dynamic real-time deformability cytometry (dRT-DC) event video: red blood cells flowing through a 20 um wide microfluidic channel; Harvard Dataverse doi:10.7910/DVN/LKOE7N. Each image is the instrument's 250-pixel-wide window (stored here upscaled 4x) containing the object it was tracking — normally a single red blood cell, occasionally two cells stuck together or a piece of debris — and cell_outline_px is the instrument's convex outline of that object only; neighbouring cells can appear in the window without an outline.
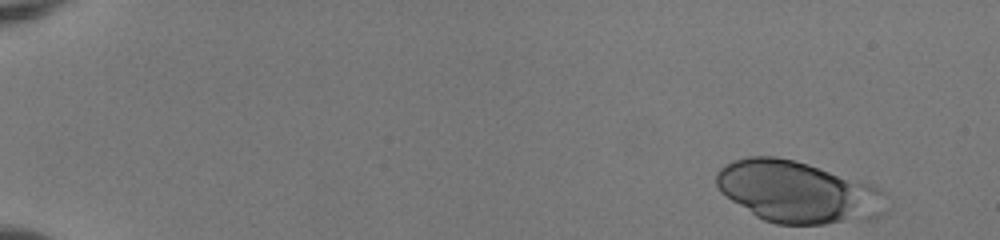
{"species": "human", "species_latin": "Homo sapiens", "temperature_condition": "room temperature", "stored_images_in_passage": 49, "camera_frame_rate_fps": 3000, "um_per_image_px": 0.085, "donor": {"sex": "female"}, "frame": {"image": 1, "passage_image": 1, "time_ms": 0.0, "image_size_px": [1000, 240], "cell_outline_px": [[884, 192], [880, 216], [876, 220], [824, 224], [776, 224], [764, 220], [756, 216], [720, 192], [716, 184], [716, 172], [724, 164], [732, 160], [748, 156], [776, 156], [796, 160], [860, 180], [872, 184], [880, 188]], "centroid_in_image_um": [67.79, 16.31], "position_along_channel_um": 17.2, "area_um2": 61.27}}